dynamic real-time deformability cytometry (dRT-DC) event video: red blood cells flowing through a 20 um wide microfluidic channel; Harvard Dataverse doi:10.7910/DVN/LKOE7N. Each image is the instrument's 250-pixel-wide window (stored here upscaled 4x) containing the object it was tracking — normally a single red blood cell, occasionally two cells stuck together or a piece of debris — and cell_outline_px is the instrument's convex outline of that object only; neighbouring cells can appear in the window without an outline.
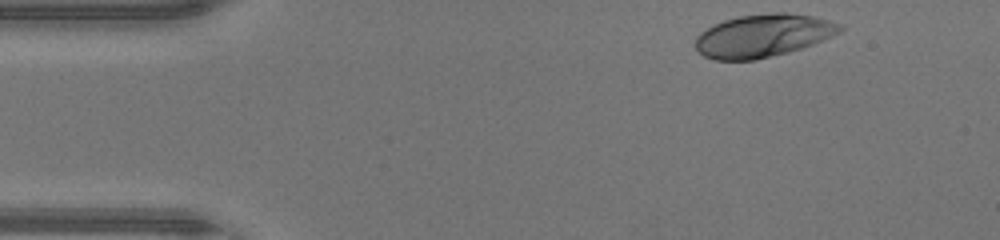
{"species": "human", "species_latin": "Homo sapiens", "temperature_condition": "warm", "stored_images_in_passage": 37, "camera_frame_rate_fps": 3000, "um_per_image_px": 0.085, "donor": {"sex": "male"}, "frame": {"image": 1, "passage_image": 1, "time_ms": 0.0, "image_size_px": [1000, 240], "cell_outline_px": [[844, 28], [840, 32], [832, 36], [812, 44], [788, 52], [756, 60], [716, 60], [704, 56], [696, 48], [696, 36], [700, 32], [712, 24], [724, 20], [740, 16], [772, 12], [784, 12], [812, 16], [844, 24]], "centroid_in_image_um": [64.86, 3.02], "position_along_channel_um": 20.1, "area_um2": 36.13}}
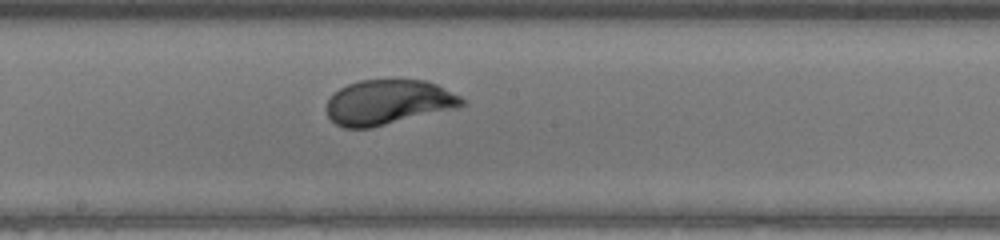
{"frame": {"image": 2, "passage_image": 20, "time_ms": 6.333, "image_size_px": [1000, 240], "cell_outline_px": [[468, 104], [456, 108], [372, 128], [344, 128], [336, 124], [328, 116], [328, 100], [340, 88], [348, 84], [360, 80], [428, 80], [460, 96]], "centroid_in_image_um": [33.03, 8.7], "position_along_channel_um": 215.2, "area_um2": 35.26}}
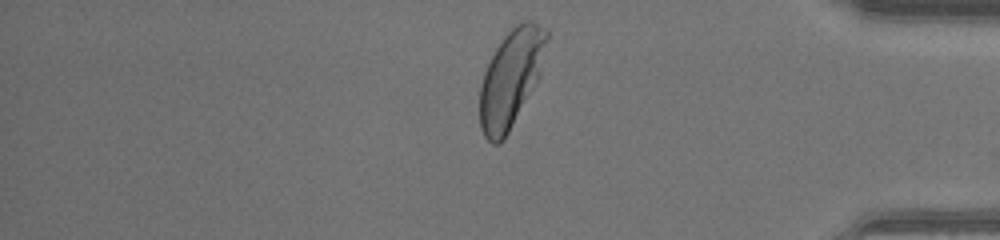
{"frame": {"image": 3, "passage_image": 34, "time_ms": 11.0, "image_size_px": [1000, 240], "cell_outline_px": [[548, 40], [540, 76], [536, 84], [504, 140], [500, 144], [492, 144], [484, 136], [480, 128], [480, 88], [484, 72], [496, 48], [504, 36], [516, 24], [524, 20], [532, 20], [544, 28], [548, 32]], "centroid_in_image_um": [43.44, 6.66], "position_along_channel_um": 391.8, "area_um2": 37.97}, "authors_computed_cell_mechanics": {"area_um2": 35.8938, "velocity_mm_per_s": 4.4297, "shape_relaxation_time_tau1_ms": 2.1506, "shape_relaxation_time_tau2_ms": null, "deformation_change_tau1": 0.1697, "deformation_change_tau2": null}}